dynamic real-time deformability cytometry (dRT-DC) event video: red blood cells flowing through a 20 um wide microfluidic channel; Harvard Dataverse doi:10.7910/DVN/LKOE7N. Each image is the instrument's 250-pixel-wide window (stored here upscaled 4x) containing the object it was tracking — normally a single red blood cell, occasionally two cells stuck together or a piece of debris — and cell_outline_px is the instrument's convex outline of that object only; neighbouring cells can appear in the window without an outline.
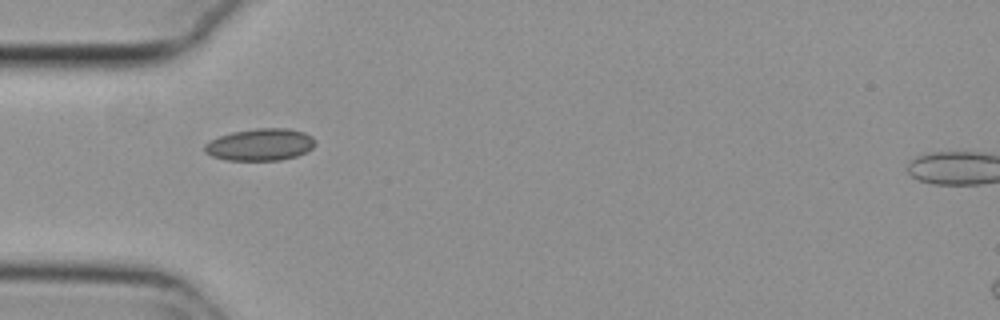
{"species": "common noctule bat (a hibernating species)", "species_latin": "Nyctalus noctula", "temperature_condition": "cold", "stored_images_in_passage": 7, "camera_frame_rate_fps": 3000, "um_per_image_px": 0.085, "animal": {"sex": "female", "body_mass_g": 29.2, "forearm_length_mm": 56.3}, "frame": {"image": 1, "passage_image": 1, "time_ms": 0.0, "image_size_px": [1000, 320], "cell_outline_px": [[316, 144], [312, 148], [296, 156], [280, 160], [228, 160], [212, 156], [204, 152], [204, 144], [220, 136], [232, 132], [256, 128], [288, 128], [304, 132], [312, 136], [316, 140]], "centroid_in_image_um": [22.14, 12.28], "position_along_channel_um": 62.9, "area_um2": 20.63}}
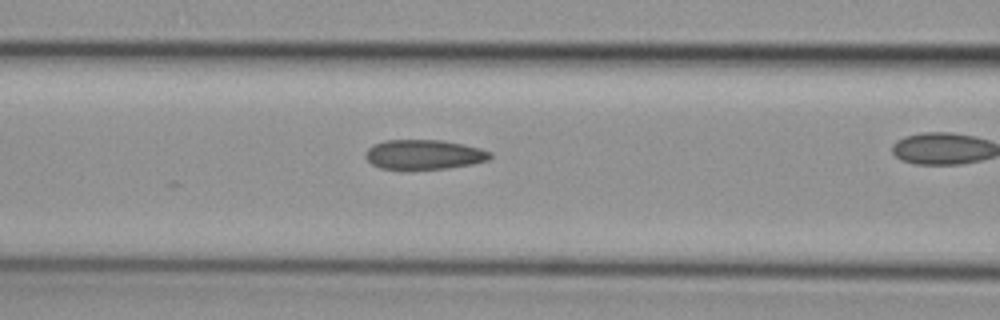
{"frame": {"image": 2, "passage_image": 3, "time_ms": 0.667, "image_size_px": [1000, 320], "cell_outline_px": [[492, 156], [488, 160], [472, 164], [448, 168], [408, 172], [380, 168], [372, 164], [364, 156], [368, 148], [372, 144], [384, 140], [444, 140], [464, 144], [480, 148], [492, 152]], "centroid_in_image_um": [36.01, 13.17], "position_along_channel_um": 130.6, "area_um2": 22.43}}
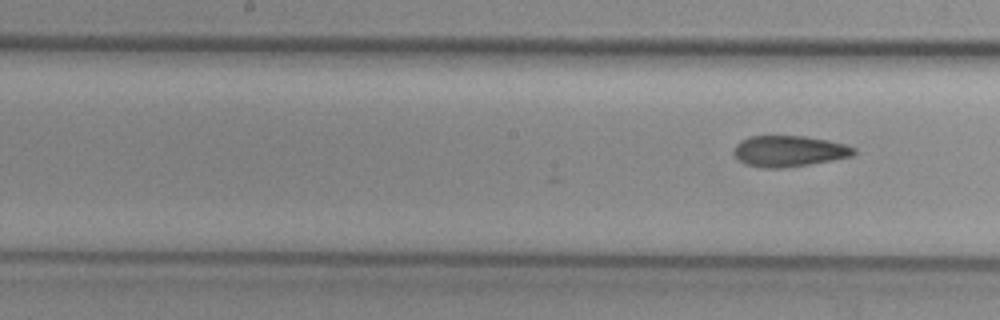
{"frame": {"image": 3, "passage_image": 7, "time_ms": 2.0, "image_size_px": [1000, 320], "cell_outline_px": [[856, 152], [852, 156], [832, 160], [784, 168], [764, 168], [744, 164], [736, 156], [736, 144], [740, 140], [748, 136], [808, 136], [828, 140], [844, 144], [856, 148]], "centroid_in_image_um": [67.09, 12.84], "position_along_channel_um": 181.1, "area_um2": 21.62}}